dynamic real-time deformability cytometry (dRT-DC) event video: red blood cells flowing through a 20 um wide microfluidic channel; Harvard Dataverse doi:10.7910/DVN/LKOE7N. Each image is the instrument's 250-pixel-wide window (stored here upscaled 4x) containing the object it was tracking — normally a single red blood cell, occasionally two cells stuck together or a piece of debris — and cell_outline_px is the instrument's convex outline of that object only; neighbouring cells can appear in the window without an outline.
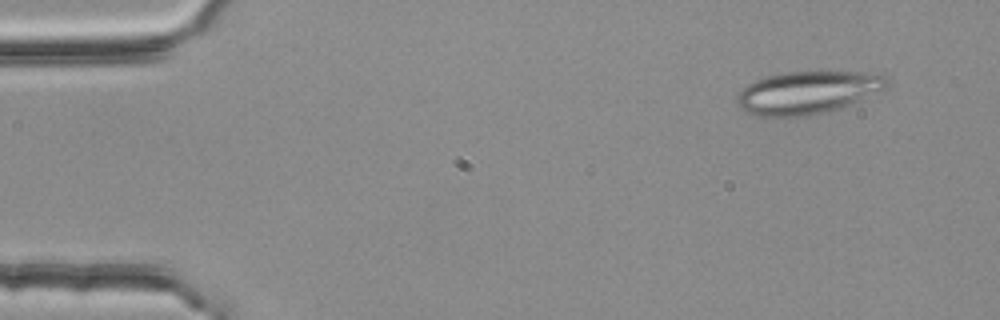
{"species": "common noctule bat (a hibernating species)", "species_latin": "Nyctalus noctula", "temperature_condition": "room temperature", "stored_images_in_passage": 4, "camera_frame_rate_fps": 3000, "um_per_image_px": 0.085, "animal": {"sex": "female", "body_mass_g": 25.1}, "frame": {"image": 1, "passage_image": 1, "time_ms": 0.0, "image_size_px": [1000, 320], "cell_outline_px": [[892, 84], [888, 88], [840, 108], [828, 112], [808, 116], [760, 116], [748, 112], [740, 108], [736, 100], [736, 96], [748, 84], [756, 80], [780, 72], [864, 72], [884, 76], [892, 80]], "centroid_in_image_um": [68.7, 7.86], "position_along_channel_um": 16.3, "area_um2": 37.34}}